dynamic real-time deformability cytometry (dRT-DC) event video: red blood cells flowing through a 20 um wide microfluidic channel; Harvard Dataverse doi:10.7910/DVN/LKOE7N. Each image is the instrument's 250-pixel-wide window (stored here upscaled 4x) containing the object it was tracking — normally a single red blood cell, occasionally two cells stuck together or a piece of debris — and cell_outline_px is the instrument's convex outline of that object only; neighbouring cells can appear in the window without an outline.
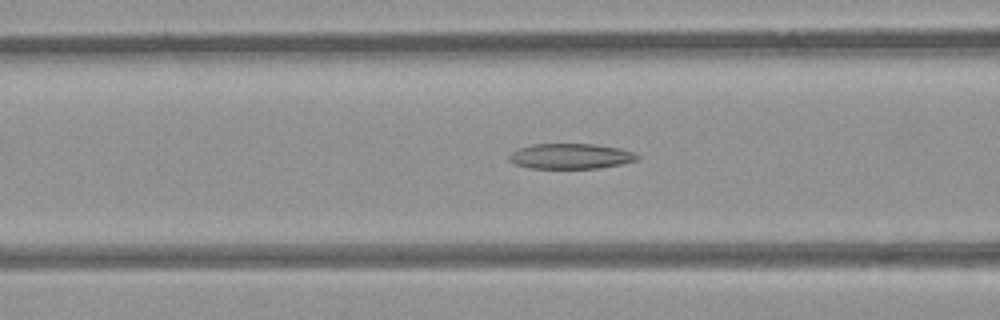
{"species": "common noctule bat (a hibernating species)", "species_latin": "Nyctalus noctula", "temperature_condition": "room temperature", "stored_images_in_passage": 24, "camera_frame_rate_fps": 3000, "um_per_image_px": 0.085, "animal": {"sex": "female", "body_mass_g": 21.9}, "frame": {"image": 1, "passage_image": 9, "time_ms": 2.667, "image_size_px": [1000, 320], "cell_outline_px": [[640, 156], [636, 160], [620, 164], [600, 168], [528, 168], [516, 164], [508, 160], [508, 156], [512, 152], [520, 148], [532, 144], [596, 144], [620, 148], [632, 152]], "centroid_in_image_um": [48.49, 13.27], "position_along_channel_um": 118.1, "area_um2": 18.84}}
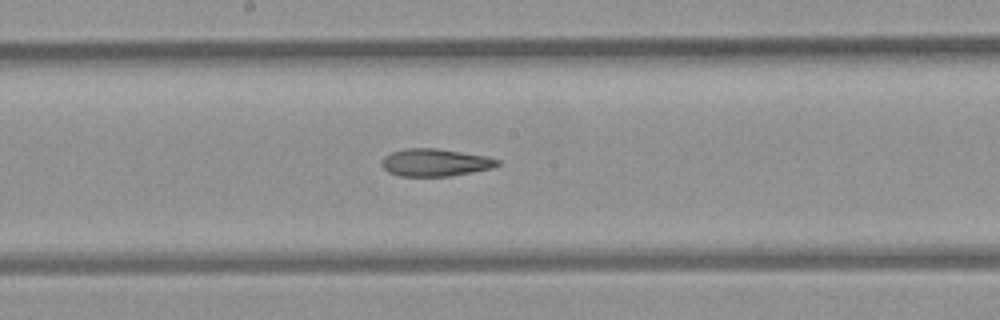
{"frame": {"image": 2, "passage_image": 16, "time_ms": 5.0, "image_size_px": [1000, 320], "cell_outline_px": [[500, 164], [492, 168], [472, 172], [448, 176], [400, 176], [388, 172], [380, 164], [384, 156], [392, 152], [404, 148], [436, 148], [488, 156], [500, 160]], "centroid_in_image_um": [36.98, 13.81], "position_along_channel_um": 211.2, "area_um2": 18.61}}
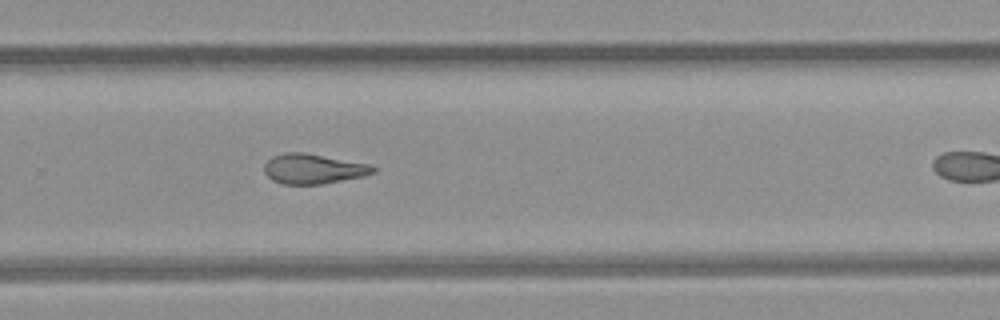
{"frame": {"image": 3, "passage_image": 23, "time_ms": 7.333, "image_size_px": [1000, 320], "cell_outline_px": [[376, 172], [364, 176], [324, 184], [280, 184], [272, 180], [264, 172], [264, 164], [272, 156], [284, 152], [304, 152], [368, 164], [376, 168]], "centroid_in_image_um": [26.6, 14.35], "position_along_channel_um": 303.2, "area_um2": 19.07}}